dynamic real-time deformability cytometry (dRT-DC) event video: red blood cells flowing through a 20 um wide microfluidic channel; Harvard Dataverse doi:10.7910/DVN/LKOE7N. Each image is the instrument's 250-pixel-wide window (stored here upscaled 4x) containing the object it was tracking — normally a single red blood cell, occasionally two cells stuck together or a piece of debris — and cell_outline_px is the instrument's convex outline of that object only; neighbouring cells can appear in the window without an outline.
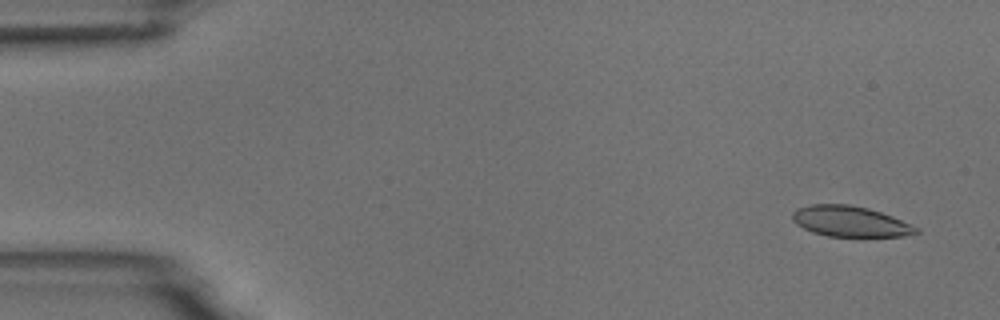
{"species": "common noctule bat (a hibernating species)", "species_latin": "Nyctalus noctula", "temperature_condition": "room temperature", "stored_images_in_passage": 6, "camera_frame_rate_fps": 3000, "um_per_image_px": 0.085, "animal": {"sex": "male", "body_mass_g": 18.8}, "frame": {"image": 1, "passage_image": 1, "time_ms": 0.0, "image_size_px": [1000, 320], "cell_outline_px": [[920, 232], [904, 236], [860, 240], [828, 236], [812, 232], [796, 224], [792, 220], [792, 212], [796, 208], [808, 204], [848, 204], [868, 208], [892, 216], [920, 228]], "centroid_in_image_um": [72.3, 18.87], "position_along_channel_um": 12.7, "area_um2": 23.24}}
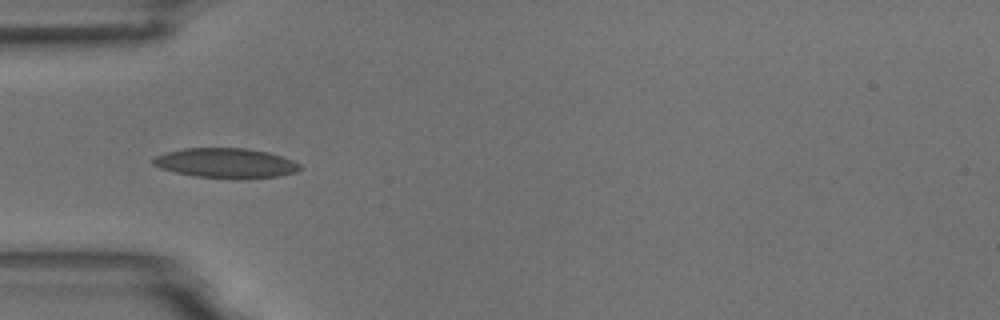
{"frame": {"image": 2, "passage_image": 4, "time_ms": 4.667, "image_size_px": [1000, 320], "cell_outline_px": [[304, 168], [296, 172], [280, 176], [196, 176], [176, 172], [160, 168], [152, 164], [152, 160], [156, 156], [168, 152], [184, 148], [248, 148], [268, 152], [292, 160], [300, 164]], "centroid_in_image_um": [19.2, 13.82], "position_along_channel_um": 65.8, "area_um2": 24.57}}